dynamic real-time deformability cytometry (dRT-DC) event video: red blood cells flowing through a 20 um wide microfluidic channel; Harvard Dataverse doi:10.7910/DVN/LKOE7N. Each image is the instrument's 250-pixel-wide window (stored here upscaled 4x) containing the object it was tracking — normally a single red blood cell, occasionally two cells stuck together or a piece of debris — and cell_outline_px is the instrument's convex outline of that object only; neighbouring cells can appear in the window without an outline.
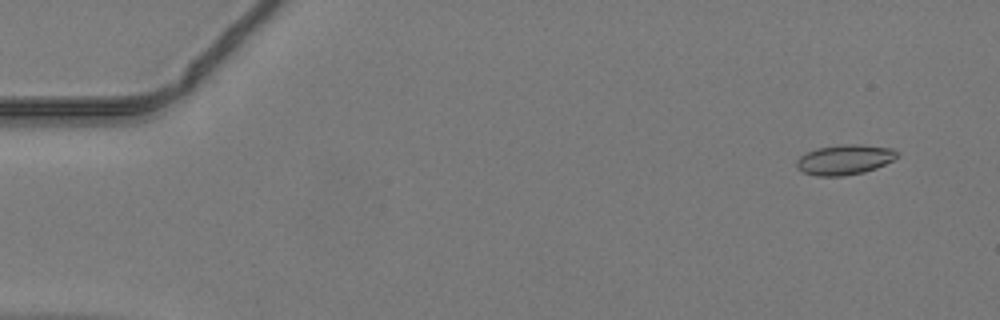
{"species": "common noctule bat (a hibernating species)", "species_latin": "Nyctalus noctula", "temperature_condition": "warm", "stored_images_in_passage": 48, "camera_frame_rate_fps": 3000, "um_per_image_px": 0.085, "animal": {"sex": "male", "body_mass_g": 19.2, "forearm_length_mm": 51.8}, "frame": {"image": 1, "passage_image": 3, "time_ms": 0.667, "image_size_px": [1000, 320], "cell_outline_px": [[900, 152], [892, 160], [876, 168], [864, 172], [844, 176], [816, 176], [804, 172], [796, 164], [796, 160], [800, 156], [816, 148], [840, 144], [860, 144], [892, 148]], "centroid_in_image_um": [71.8, 13.56], "position_along_channel_um": 13.2, "area_um2": 17.57}}
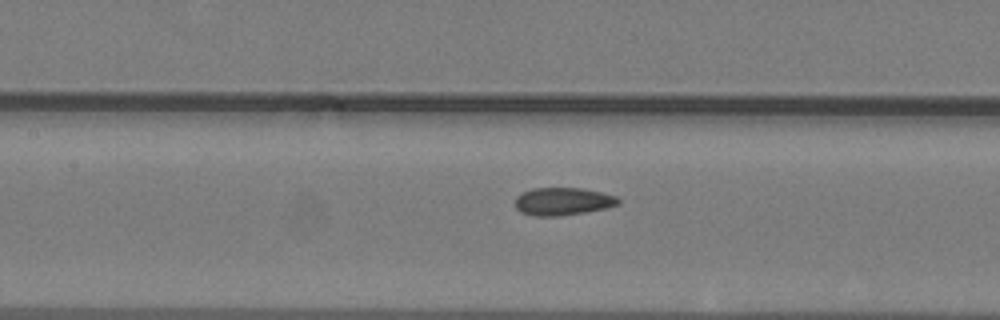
{"frame": {"image": 2, "passage_image": 22, "time_ms": 7.0, "image_size_px": [1000, 320], "cell_outline_px": [[620, 204], [604, 208], [584, 212], [560, 216], [532, 216], [520, 212], [516, 208], [516, 196], [532, 188], [584, 188], [616, 196], [620, 200]], "centroid_in_image_um": [47.83, 17.12], "position_along_channel_um": 159.6, "area_um2": 16.65}}
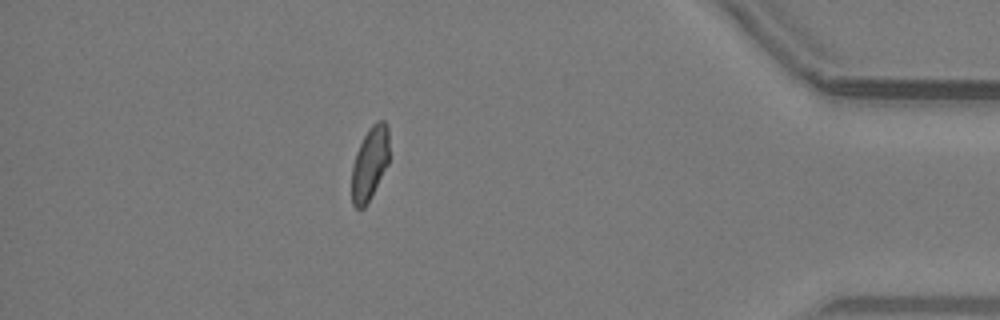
{"frame": {"image": 3, "passage_image": 42, "time_ms": 13.667, "image_size_px": [1000, 320], "cell_outline_px": [[388, 164], [364, 208], [356, 208], [352, 204], [352, 168], [356, 152], [368, 128], [376, 120], [384, 120], [388, 124]], "centroid_in_image_um": [31.43, 13.84], "position_along_channel_um": 403.8, "area_um2": 15.84}}